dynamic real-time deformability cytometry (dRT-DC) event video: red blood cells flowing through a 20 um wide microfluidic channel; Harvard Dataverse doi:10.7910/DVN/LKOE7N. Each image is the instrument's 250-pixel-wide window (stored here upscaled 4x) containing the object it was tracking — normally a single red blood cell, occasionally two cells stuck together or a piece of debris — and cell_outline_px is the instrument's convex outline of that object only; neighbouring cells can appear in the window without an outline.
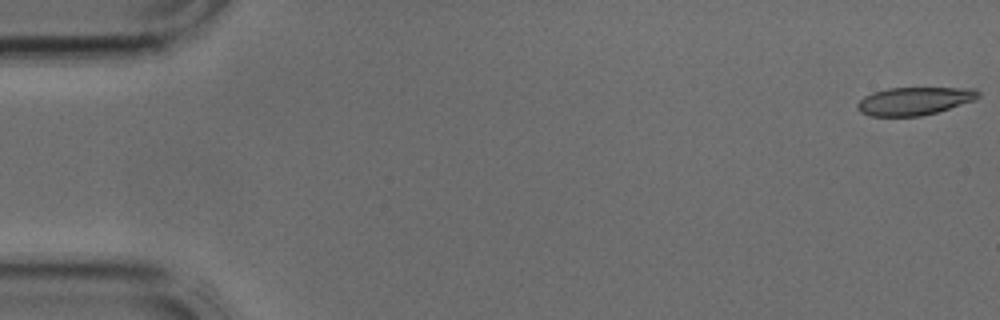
{"species": "common noctule bat (a hibernating species)", "species_latin": "Nyctalus noctula", "temperature_condition": "cold", "stored_images_in_passage": 4, "camera_frame_rate_fps": 3000, "um_per_image_px": 0.085, "animal": {"sex": "male", "body_mass_g": 17.9, "forearm_length_mm": 54.2}, "frame": {"image": 1, "passage_image": 1, "time_ms": 0.0, "image_size_px": [1000, 320], "cell_outline_px": [[980, 96], [976, 100], [936, 112], [920, 116], [872, 116], [860, 112], [856, 108], [856, 104], [864, 96], [872, 92], [888, 88], [976, 88], [980, 92]], "centroid_in_image_um": [77.72, 8.58], "position_along_channel_um": 7.3, "area_um2": 19.77}}
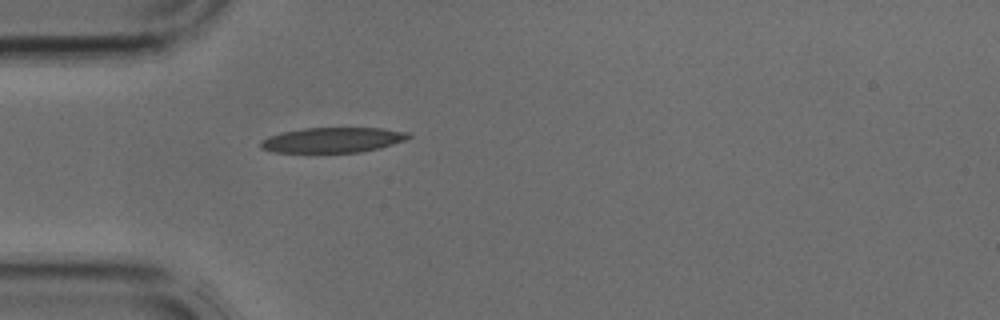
{"frame": {"image": 2, "passage_image": 4, "time_ms": 1.0, "image_size_px": [1000, 320], "cell_outline_px": [[412, 136], [404, 140], [380, 148], [360, 152], [272, 152], [260, 148], [260, 140], [268, 136], [280, 132], [304, 128], [380, 128], [408, 132]], "centroid_in_image_um": [28.23, 11.89], "position_along_channel_um": 56.8, "area_um2": 21.68}}